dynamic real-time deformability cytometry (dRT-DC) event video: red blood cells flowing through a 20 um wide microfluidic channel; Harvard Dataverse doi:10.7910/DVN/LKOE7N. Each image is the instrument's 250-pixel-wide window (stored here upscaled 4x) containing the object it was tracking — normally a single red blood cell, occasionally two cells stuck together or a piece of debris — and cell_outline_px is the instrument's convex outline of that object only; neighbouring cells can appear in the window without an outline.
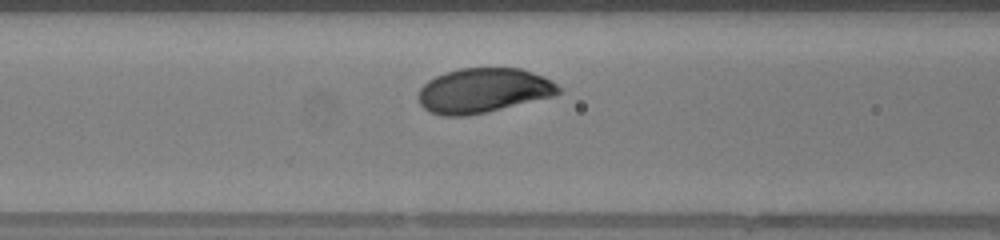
{"species": "human", "species_latin": "Homo sapiens", "temperature_condition": "warm", "stored_images_in_passage": 29, "camera_frame_rate_fps": 3000, "um_per_image_px": 0.085, "donor": {"sex": "female"}, "frame": {"image": 1, "passage_image": 9, "time_ms": 2.667, "image_size_px": [1000, 240], "cell_outline_px": [[560, 92], [552, 96], [468, 116], [440, 116], [428, 112], [420, 104], [416, 96], [420, 88], [428, 80], [444, 72], [460, 68], [520, 68], [544, 76], [552, 80], [560, 88]], "centroid_in_image_um": [41.02, 7.69], "position_along_channel_um": 125.6, "area_um2": 36.53}, "authors_computed_cell_mechanics": {"area_um2": 36.6452, "velocity_mm_per_s": 4.1362, "shape_relaxation_time_tau1_ms": 1.2517, "shape_relaxation_time_tau2_ms": null, "deformation_change_tau1": 0.1027, "deformation_change_tau2": null}}